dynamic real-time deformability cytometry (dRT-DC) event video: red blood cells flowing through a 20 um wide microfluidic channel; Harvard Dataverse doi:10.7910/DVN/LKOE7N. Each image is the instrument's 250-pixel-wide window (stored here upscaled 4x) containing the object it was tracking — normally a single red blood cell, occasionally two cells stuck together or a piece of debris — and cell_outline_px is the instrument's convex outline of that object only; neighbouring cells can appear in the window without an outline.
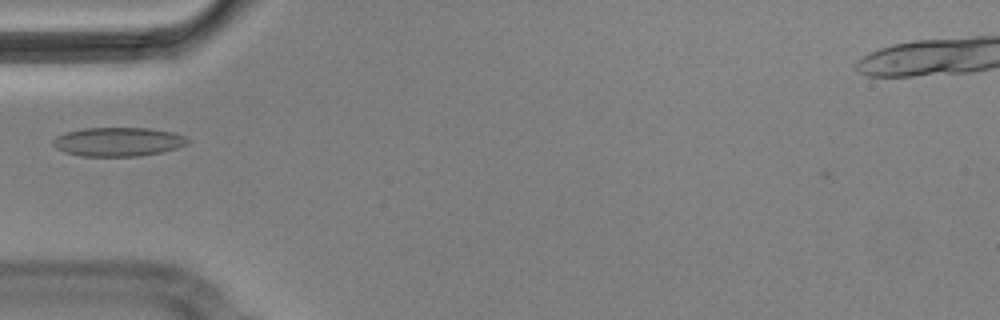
{"species": "Egyptian fruit bat (a non-hibernating species)", "species_latin": "Rousettus aegyptiacus", "temperature_condition": "cold", "stored_images_in_passage": 5, "camera_frame_rate_fps": 3000, "um_per_image_px": 0.085, "animal": {"sex": "male"}, "frame": {"image": 1, "passage_image": 5, "time_ms": 1.333, "image_size_px": [1000, 320], "cell_outline_px": [[192, 140], [188, 144], [176, 148], [160, 152], [140, 156], [80, 156], [64, 152], [56, 148], [52, 144], [52, 140], [56, 136], [64, 132], [84, 128], [148, 128], [172, 132], [184, 136]], "centroid_in_image_um": [10.02, 12.05], "position_along_channel_um": 75.0, "area_um2": 22.83}}